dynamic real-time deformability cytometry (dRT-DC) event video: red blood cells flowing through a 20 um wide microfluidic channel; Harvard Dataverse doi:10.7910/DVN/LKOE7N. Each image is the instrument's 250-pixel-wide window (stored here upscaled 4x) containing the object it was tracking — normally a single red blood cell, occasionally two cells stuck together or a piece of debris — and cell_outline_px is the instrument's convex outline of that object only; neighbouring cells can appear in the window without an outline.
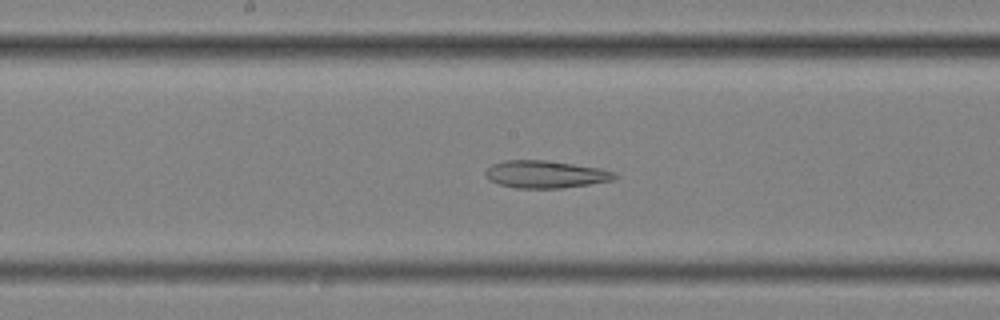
{"species": "common noctule bat (a hibernating species)", "species_latin": "Nyctalus noctula", "temperature_condition": "cold", "stored_images_in_passage": 58, "segment_of_instrument_passage": [2, 2], "camera_frame_rate_fps": 3000, "um_per_image_px": 0.085, "animal": {"sex": "female", "body_mass_g": 25.1}, "frame": {"image": 1, "passage_image": 31, "time_ms": 10.0, "image_size_px": [1000, 320], "cell_outline_px": [[620, 176], [616, 180], [560, 188], [516, 188], [500, 184], [488, 180], [484, 176], [484, 172], [492, 164], [504, 160], [544, 160], [600, 168], [616, 172]], "centroid_in_image_um": [46.38, 14.81], "position_along_channel_um": 201.8, "area_um2": 20.75}}
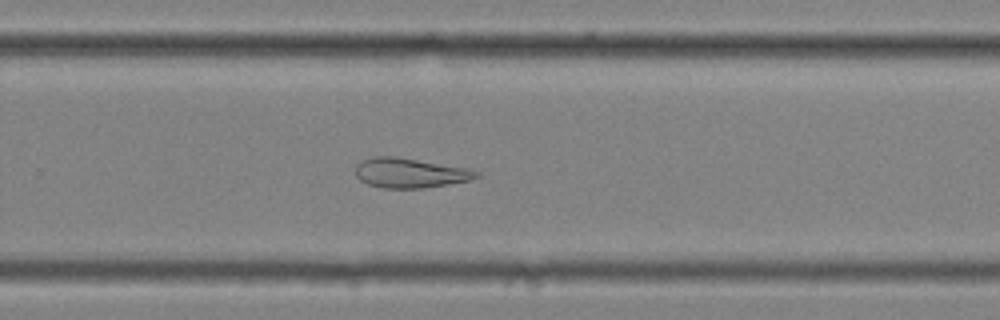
{"frame": {"image": 2, "passage_image": 39, "time_ms": 12.667, "image_size_px": [1000, 320], "cell_outline_px": [[480, 176], [472, 180], [424, 188], [380, 188], [368, 184], [360, 180], [356, 176], [356, 164], [364, 160], [376, 156], [392, 156], [468, 168], [480, 172]], "centroid_in_image_um": [34.87, 14.71], "position_along_channel_um": 294.9, "area_um2": 20.87}}
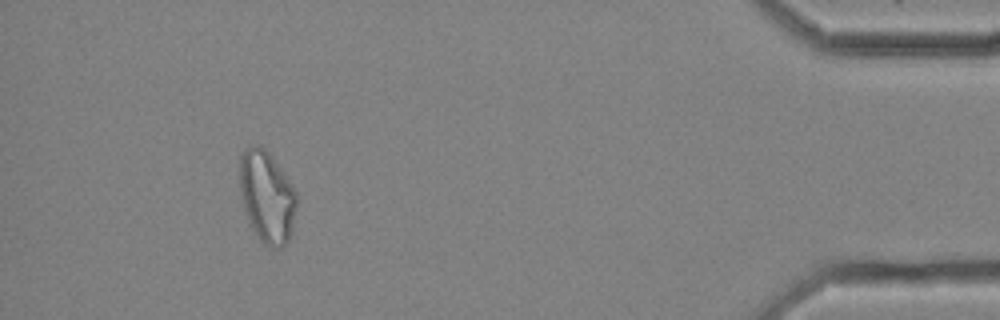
{"frame": {"image": 3, "passage_image": 54, "time_ms": 17.667, "image_size_px": [1000, 320], "cell_outline_px": [[296, 208], [292, 232], [288, 240], [280, 248], [272, 248], [264, 244], [256, 236], [248, 224], [244, 212], [240, 192], [240, 156], [244, 148], [256, 144], [260, 144], [268, 152], [296, 192]], "centroid_in_image_um": [22.65, 16.75], "position_along_channel_um": 412.5, "area_um2": 30.58}}